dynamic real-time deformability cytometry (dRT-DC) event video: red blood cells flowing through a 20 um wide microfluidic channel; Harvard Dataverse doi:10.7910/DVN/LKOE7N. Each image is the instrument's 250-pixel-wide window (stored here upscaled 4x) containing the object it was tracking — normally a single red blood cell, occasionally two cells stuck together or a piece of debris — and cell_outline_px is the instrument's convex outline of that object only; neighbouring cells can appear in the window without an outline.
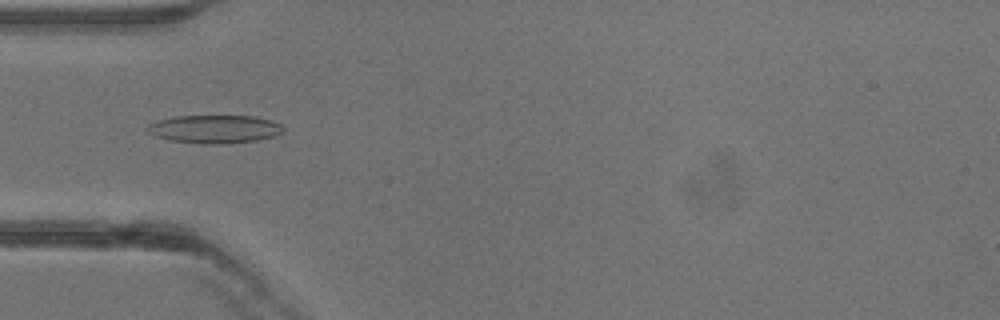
{"species": "common noctule bat (a hibernating species)", "species_latin": "Nyctalus noctula", "temperature_condition": "warm", "stored_images_in_passage": 38, "camera_frame_rate_fps": 3000, "um_per_image_px": 0.085, "animal": {"sex": "female"}, "frame": {"image": 1, "passage_image": 3, "time_ms": 0.667, "image_size_px": [1000, 320], "cell_outline_px": [[284, 132], [276, 136], [256, 140], [220, 144], [204, 144], [172, 140], [156, 136], [148, 132], [144, 128], [148, 124], [156, 120], [176, 116], [252, 116], [272, 120], [280, 124], [284, 128]], "centroid_in_image_um": [18.24, 10.96], "position_along_channel_um": 66.8, "area_um2": 22.37}}
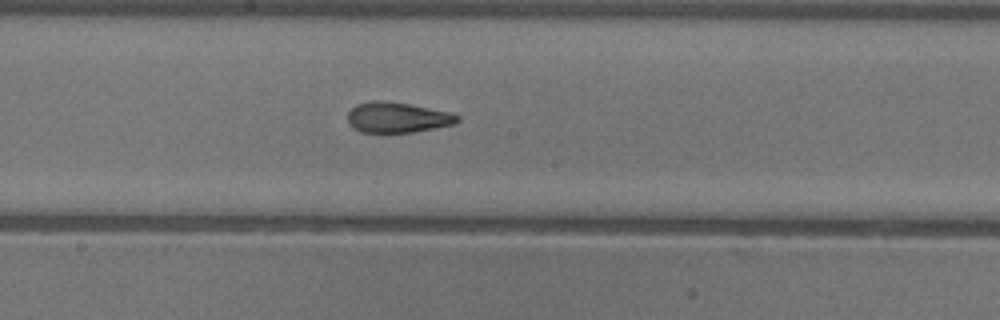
{"frame": {"image": 2, "passage_image": 14, "time_ms": 4.333, "image_size_px": [1000, 320], "cell_outline_px": [[460, 120], [452, 124], [436, 128], [412, 132], [360, 132], [352, 128], [348, 124], [348, 112], [356, 104], [372, 100], [380, 100], [408, 104], [452, 112], [460, 116]], "centroid_in_image_um": [33.76, 9.98], "position_along_channel_um": 214.4, "area_um2": 19.54}}
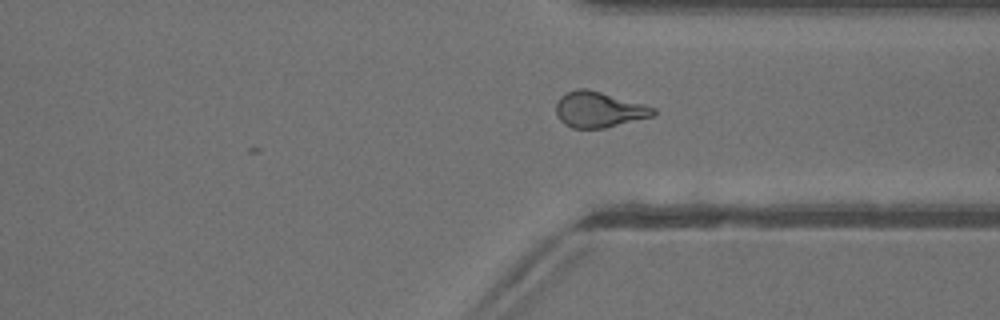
{"frame": {"image": 3, "passage_image": 25, "time_ms": 8.0, "image_size_px": [1000, 320], "cell_outline_px": [[656, 116], [604, 128], [572, 128], [564, 124], [560, 120], [556, 112], [556, 104], [560, 96], [576, 88], [584, 88], [600, 92], [644, 104], [656, 108]], "centroid_in_image_um": [50.92, 9.32], "position_along_channel_um": 360.5, "area_um2": 20.23}, "authors_computed_cell_mechanics": {"area_um2": 20.2589, "velocity_mm_per_s": 3.9992, "shape_relaxation_time_tau1_ms": null, "shape_relaxation_time_tau2_ms": 1.9509, "deformation_change_tau1": null, "deformation_change_tau2": 0.0968}}